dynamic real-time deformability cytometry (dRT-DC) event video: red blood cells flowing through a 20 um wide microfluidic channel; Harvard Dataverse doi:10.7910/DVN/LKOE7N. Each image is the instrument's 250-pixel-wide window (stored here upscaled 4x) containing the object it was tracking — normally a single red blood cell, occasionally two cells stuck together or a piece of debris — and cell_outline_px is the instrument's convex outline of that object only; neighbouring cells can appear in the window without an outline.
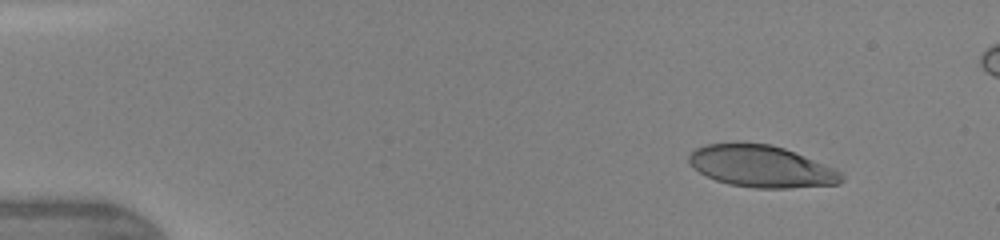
{"species": "human", "species_latin": "Homo sapiens", "temperature_condition": "warm", "stored_images_in_passage": 18, "camera_frame_rate_fps": 3000, "um_per_image_px": 0.085, "donor": {"sex": "female"}, "frame": {"image": 1, "passage_image": 1, "time_ms": 0.0, "image_size_px": [1000, 240], "cell_outline_px": [[844, 180], [840, 184], [788, 188], [756, 188], [728, 184], [716, 180], [700, 172], [688, 164], [688, 156], [696, 148], [704, 144], [736, 140], [768, 144], [784, 148], [832, 168], [840, 172], [844, 176]], "centroid_in_image_um": [64.65, 14.11], "position_along_channel_um": 20.4, "area_um2": 37.51}}